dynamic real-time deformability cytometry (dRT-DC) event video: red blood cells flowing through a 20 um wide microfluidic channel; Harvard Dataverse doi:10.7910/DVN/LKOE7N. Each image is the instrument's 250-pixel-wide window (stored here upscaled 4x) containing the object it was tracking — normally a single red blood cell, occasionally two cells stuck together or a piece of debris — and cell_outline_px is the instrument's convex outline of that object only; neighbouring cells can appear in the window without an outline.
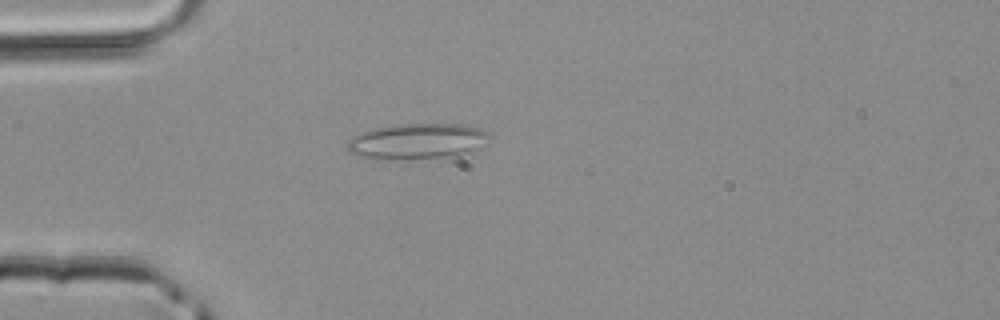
{"species": "common noctule bat (a hibernating species)", "species_latin": "Nyctalus noctula", "temperature_condition": "room temperature", "stored_images_in_passage": 2, "camera_frame_rate_fps": 3000, "um_per_image_px": 0.085, "animal": {"sex": "male", "body_mass_g": 20.4}, "frame": {"image": 1, "passage_image": 2, "time_ms": 0.333, "image_size_px": [1000, 320], "cell_outline_px": [[492, 136], [484, 148], [460, 156], [356, 156], [348, 148], [348, 140], [372, 128], [396, 124], [464, 124], [480, 128], [488, 132]], "centroid_in_image_um": [35.67, 11.94], "position_along_channel_um": 49.3, "area_um2": 28.61}}